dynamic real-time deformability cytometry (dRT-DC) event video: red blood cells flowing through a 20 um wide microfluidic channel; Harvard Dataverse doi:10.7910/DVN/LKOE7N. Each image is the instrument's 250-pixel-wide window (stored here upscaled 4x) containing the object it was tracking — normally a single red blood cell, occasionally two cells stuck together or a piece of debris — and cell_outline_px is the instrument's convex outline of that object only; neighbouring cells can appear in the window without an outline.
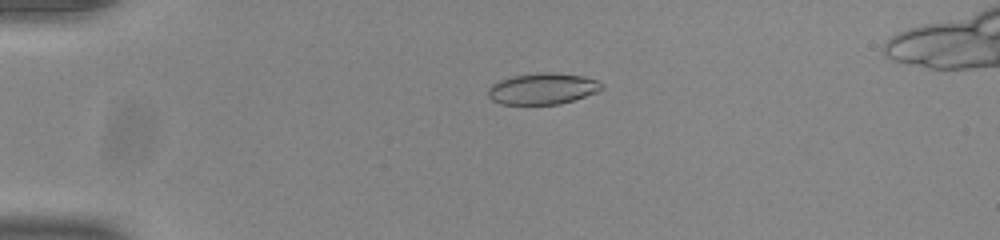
{"species": "common noctule bat (a hibernating species)", "species_latin": "Nyctalus noctula", "temperature_condition": "room temperature", "stored_images_in_passage": 45, "camera_frame_rate_fps": 3000, "um_per_image_px": 0.085, "animal": {"sex": "male", "body_mass_g": 20.0, "forearm_length_mm": 53.3}, "frame": {"image": 1, "passage_image": 5, "time_ms": 1.333, "image_size_px": [1000, 240], "cell_outline_px": [[604, 88], [596, 92], [560, 104], [500, 104], [492, 100], [488, 96], [488, 88], [492, 84], [500, 80], [512, 76], [536, 72], [552, 72], [584, 76], [596, 80], [604, 84]], "centroid_in_image_um": [46.11, 7.53], "position_along_channel_um": 38.9, "area_um2": 20.75}}
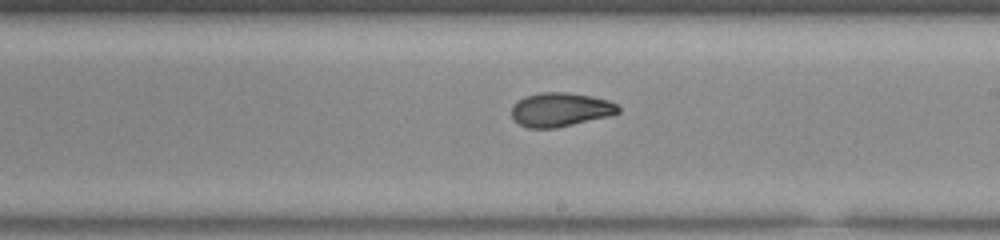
{"frame": {"image": 2, "passage_image": 24, "time_ms": 7.667, "image_size_px": [1000, 240], "cell_outline_px": [[620, 112], [612, 116], [556, 128], [528, 128], [520, 124], [512, 116], [512, 104], [524, 96], [540, 92], [568, 92], [592, 96], [608, 100], [616, 104], [620, 108]], "centroid_in_image_um": [47.65, 9.31], "position_along_channel_um": 241.3, "area_um2": 21.33}}
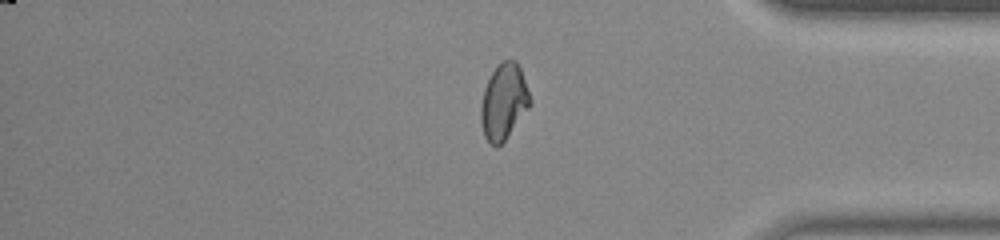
{"frame": {"image": 3, "passage_image": 37, "time_ms": 12.0, "image_size_px": [1000, 240], "cell_outline_px": [[532, 104], [504, 140], [496, 148], [488, 144], [484, 136], [480, 120], [480, 108], [484, 88], [496, 64], [504, 60], [516, 60], [520, 68], [532, 100]], "centroid_in_image_um": [42.8, 8.65], "position_along_channel_um": 392.4, "area_um2": 21.85}, "authors_computed_cell_mechanics": {"area_um2": 21.4438, "velocity_mm_per_s": 3.8908, "shape_relaxation_time_tau1_ms": 6.8594, "shape_relaxation_time_tau2_ms": 1.6984, "deformation_change_tau1": 0.1648, "deformation_change_tau2": 0.0664}}